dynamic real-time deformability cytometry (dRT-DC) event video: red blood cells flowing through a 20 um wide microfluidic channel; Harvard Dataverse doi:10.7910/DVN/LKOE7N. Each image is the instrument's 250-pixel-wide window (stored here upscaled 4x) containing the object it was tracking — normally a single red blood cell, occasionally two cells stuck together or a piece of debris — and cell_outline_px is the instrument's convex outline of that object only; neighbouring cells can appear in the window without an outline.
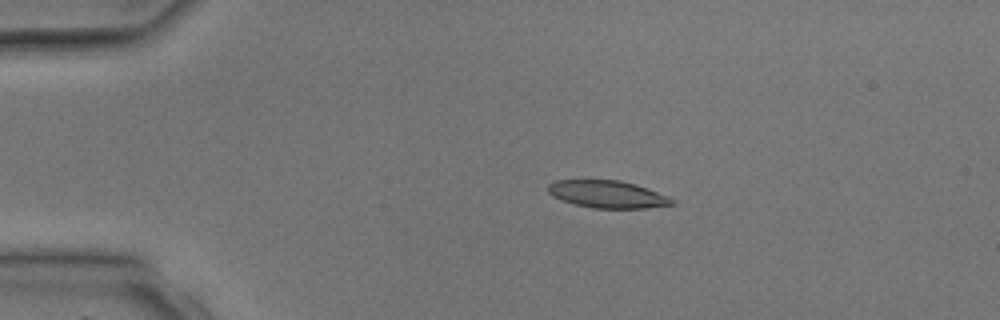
{"species": "common noctule bat (a hibernating species)", "species_latin": "Nyctalus noctula", "temperature_condition": "room temperature", "stored_images_in_passage": 2, "camera_frame_rate_fps": 3000, "um_per_image_px": 0.085, "animal": {"sex": "male", "body_mass_g": 17.9, "forearm_length_mm": 54.2}, "frame": {"image": 1, "passage_image": 2, "time_ms": 1.333, "image_size_px": [1000, 320], "cell_outline_px": [[676, 204], [644, 208], [592, 208], [560, 200], [552, 196], [548, 192], [548, 184], [556, 180], [620, 180], [636, 184], [648, 188], [668, 196], [676, 200]], "centroid_in_image_um": [51.65, 16.51], "position_along_channel_um": 33.3, "area_um2": 19.88}}